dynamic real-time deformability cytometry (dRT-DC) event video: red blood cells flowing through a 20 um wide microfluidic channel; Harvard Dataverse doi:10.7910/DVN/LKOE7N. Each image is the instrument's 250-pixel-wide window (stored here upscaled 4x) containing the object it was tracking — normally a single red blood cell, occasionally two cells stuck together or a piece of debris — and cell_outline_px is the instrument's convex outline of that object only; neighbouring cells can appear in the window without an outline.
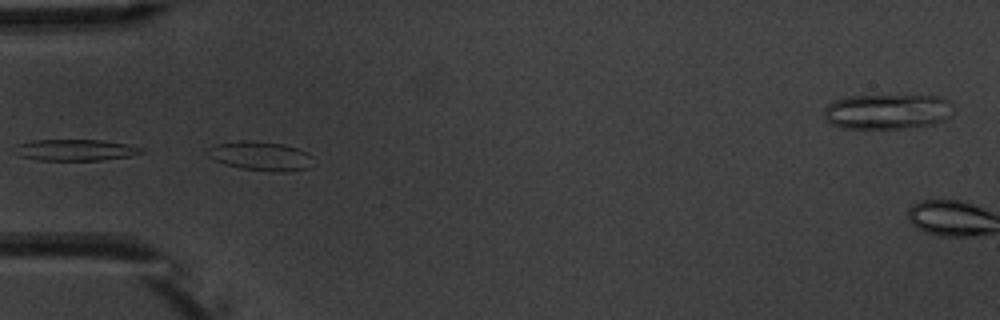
{"species": "common noctule bat (a hibernating species)", "species_latin": "Nyctalus noctula", "temperature_condition": "warm", "stored_images_in_passage": 7, "camera_frame_rate_fps": 3000, "um_per_image_px": 0.085, "animal": {"sex": "male", "body_mass_g": 20.1, "forearm_length_mm": 53.5}, "frame": {"image": 1, "passage_image": 7, "time_ms": 7.0, "image_size_px": [1000, 320], "cell_outline_px": [[312, 156], [308, 168], [288, 172], [272, 172], [240, 168], [224, 164], [208, 156], [204, 152], [208, 148], [216, 144], [244, 140], [284, 144], [308, 152]], "centroid_in_image_um": [22.13, 13.27], "position_along_channel_um": 62.9, "area_um2": 17.92}}